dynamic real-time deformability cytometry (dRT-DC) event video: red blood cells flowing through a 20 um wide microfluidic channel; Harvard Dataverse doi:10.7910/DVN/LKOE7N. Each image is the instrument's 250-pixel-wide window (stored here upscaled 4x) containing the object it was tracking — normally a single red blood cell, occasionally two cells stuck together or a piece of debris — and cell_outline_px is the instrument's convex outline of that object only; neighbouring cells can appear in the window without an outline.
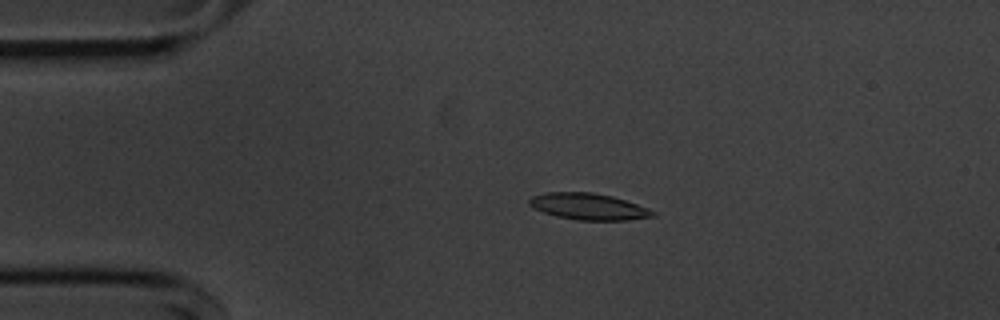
{"species": "common noctule bat (a hibernating species)", "species_latin": "Nyctalus noctula", "temperature_condition": "cold", "stored_images_in_passage": 54, "camera_frame_rate_fps": 3000, "um_per_image_px": 0.085, "animal": {"sex": "male", "body_mass_g": 20.1, "forearm_length_mm": 53.5}, "frame": {"image": 1, "passage_image": 11, "time_ms": 3.333, "image_size_px": [1000, 320], "cell_outline_px": [[656, 216], [628, 220], [576, 220], [556, 216], [532, 208], [528, 204], [528, 200], [532, 196], [548, 192], [592, 192], [612, 196], [648, 208], [656, 212]], "centroid_in_image_um": [50.01, 17.56], "position_along_channel_um": 35.0, "area_um2": 19.07}}
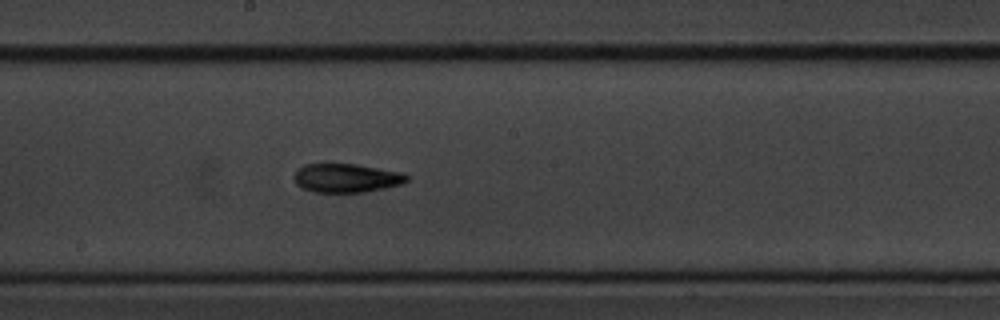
{"frame": {"image": 2, "passage_image": 29, "time_ms": 9.333, "image_size_px": [1000, 320], "cell_outline_px": [[408, 180], [404, 184], [364, 192], [316, 192], [304, 188], [296, 184], [292, 176], [296, 168], [304, 164], [324, 160], [356, 164], [400, 172], [408, 176]], "centroid_in_image_um": [29.35, 15.08], "position_along_channel_um": 218.9, "area_um2": 19.71}}
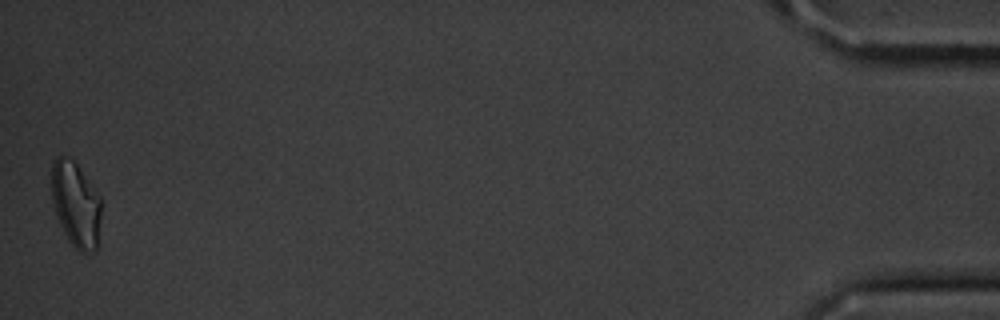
{"frame": {"image": 3, "passage_image": 54, "time_ms": 17.667, "image_size_px": [1000, 320], "cell_outline_px": [[100, 216], [96, 252], [80, 252], [68, 240], [56, 216], [52, 200], [52, 164], [60, 156], [68, 156], [76, 164], [100, 196]], "centroid_in_image_um": [6.44, 17.4], "position_along_channel_um": 428.8, "area_um2": 24.28}, "authors_computed_cell_mechanics": {"area_um2": 18.7272, "velocity_mm_per_s": 3.6391, "shape_relaxation_time_tau1_ms": 5.7408, "shape_relaxation_time_tau2_ms": 6.1658, "deformation_change_tau1": 0.1523, "deformation_change_tau2": 0.1502}}